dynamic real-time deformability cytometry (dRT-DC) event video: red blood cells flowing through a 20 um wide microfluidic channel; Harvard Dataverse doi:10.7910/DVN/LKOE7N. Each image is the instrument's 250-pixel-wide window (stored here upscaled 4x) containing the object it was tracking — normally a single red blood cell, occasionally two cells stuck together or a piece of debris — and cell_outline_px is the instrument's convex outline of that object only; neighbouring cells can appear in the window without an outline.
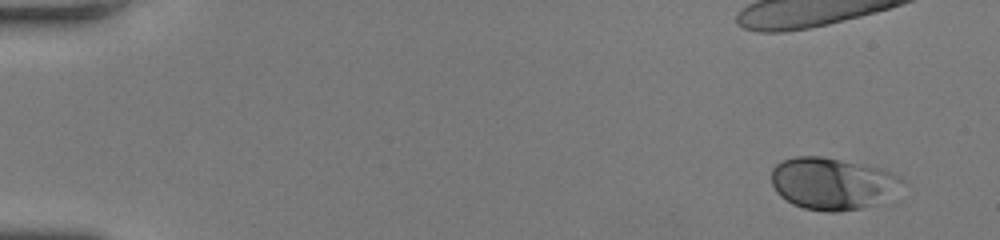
{"species": "human", "species_latin": "Homo sapiens", "temperature_condition": "room temperature", "stored_images_in_passage": 20, "camera_frame_rate_fps": 3000, "um_per_image_px": 0.085, "donor": {"sex": "female"}, "frame": {"image": 1, "passage_image": 1, "time_ms": 0.0, "image_size_px": [1000, 240], "cell_outline_px": [[904, 180], [876, 204], [860, 208], [836, 212], [828, 212], [804, 208], [792, 204], [780, 196], [776, 192], [772, 184], [772, 168], [776, 164], [784, 160], [796, 156], [820, 156], [876, 168], [900, 176]], "centroid_in_image_um": [70.64, 15.6], "position_along_channel_um": 14.4, "area_um2": 38.55}}